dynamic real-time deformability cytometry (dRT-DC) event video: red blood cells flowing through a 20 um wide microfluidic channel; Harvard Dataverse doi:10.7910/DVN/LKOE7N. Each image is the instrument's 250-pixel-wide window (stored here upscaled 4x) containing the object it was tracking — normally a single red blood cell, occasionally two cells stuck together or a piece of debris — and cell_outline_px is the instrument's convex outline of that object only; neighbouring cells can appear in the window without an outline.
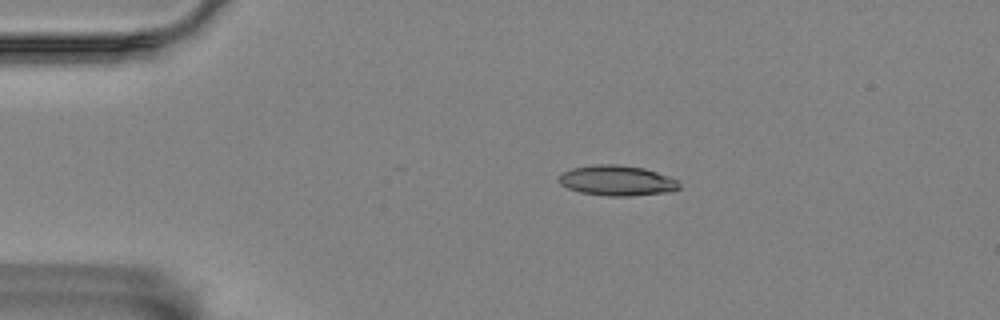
{"species": "Egyptian fruit bat (a non-hibernating species)", "species_latin": "Rousettus aegyptiacus", "temperature_condition": "room temperature", "stored_images_in_passage": 3, "segment_of_instrument_passage": [1, 2], "camera_frame_rate_fps": 3000, "um_per_image_px": 0.085, "animal": {"sex": "female"}, "frame": {"image": 1, "passage_image": 1, "time_ms": 0.0, "image_size_px": [1000, 320], "cell_outline_px": [[680, 188], [672, 192], [628, 196], [608, 196], [580, 192], [568, 188], [560, 184], [556, 180], [564, 172], [572, 168], [596, 164], [620, 164], [644, 168], [668, 176], [676, 180], [680, 184]], "centroid_in_image_um": [52.45, 15.35], "position_along_channel_um": 32.6, "area_um2": 21.33}}